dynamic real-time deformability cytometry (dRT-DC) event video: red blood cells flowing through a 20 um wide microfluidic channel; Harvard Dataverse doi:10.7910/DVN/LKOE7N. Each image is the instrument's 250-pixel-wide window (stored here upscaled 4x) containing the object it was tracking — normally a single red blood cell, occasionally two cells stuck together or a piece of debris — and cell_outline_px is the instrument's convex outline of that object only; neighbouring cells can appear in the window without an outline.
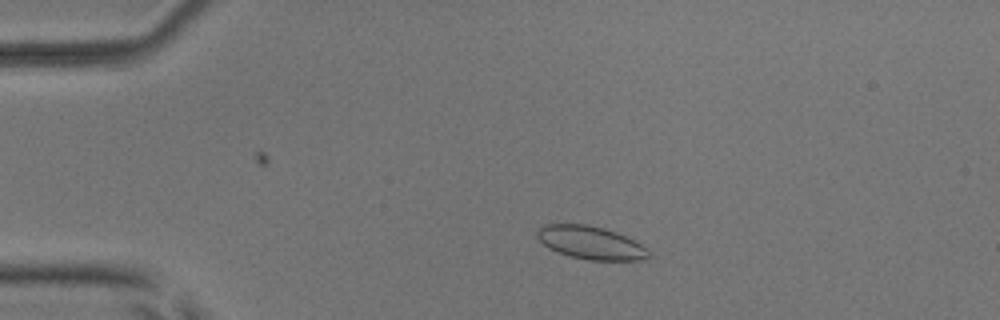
{"species": "common noctule bat (a hibernating species)", "species_latin": "Nyctalus noctula", "temperature_condition": "room temperature", "stored_images_in_passage": 51, "camera_frame_rate_fps": 3000, "um_per_image_px": 0.085, "animal": {"sex": "male", "body_mass_g": 17.9, "forearm_length_mm": 54.2}, "frame": {"image": 1, "passage_image": 8, "time_ms": 2.333, "image_size_px": [1000, 320], "cell_outline_px": [[652, 256], [648, 260], [588, 260], [572, 256], [548, 248], [536, 236], [536, 232], [544, 224], [588, 224], [604, 228], [616, 232], [640, 244]], "centroid_in_image_um": [50.21, 20.63], "position_along_channel_um": 34.8, "area_um2": 21.27}}
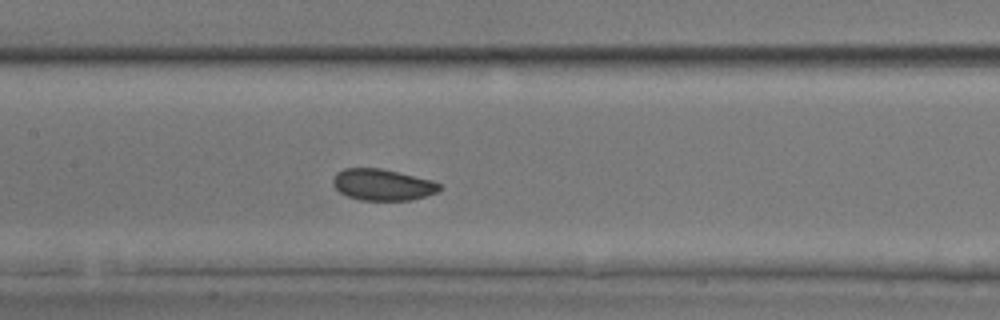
{"frame": {"image": 2, "passage_image": 23, "time_ms": 7.333, "image_size_px": [1000, 320], "cell_outline_px": [[440, 188], [436, 192], [424, 196], [408, 200], [360, 200], [348, 196], [340, 192], [332, 184], [332, 180], [336, 172], [344, 168], [380, 168], [432, 180], [440, 184]], "centroid_in_image_um": [32.47, 15.69], "position_along_channel_um": 174.9, "area_um2": 19.31}}
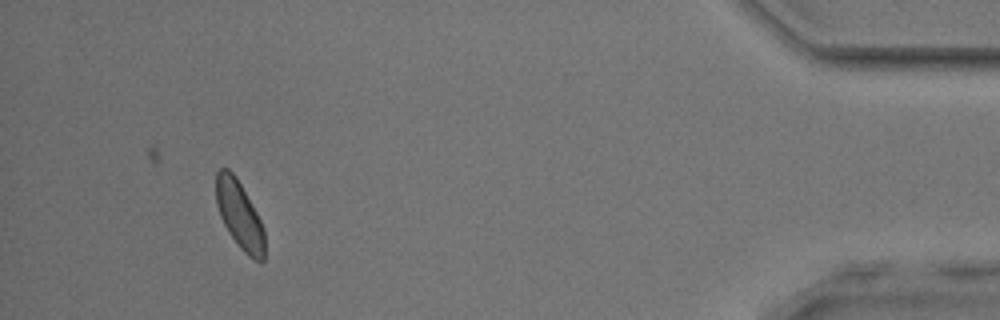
{"frame": {"image": 3, "passage_image": 47, "time_ms": 15.333, "image_size_px": [1000, 320], "cell_outline_px": [[264, 260], [260, 264], [248, 256], [240, 248], [228, 232], [220, 216], [216, 204], [216, 172], [220, 168], [228, 168], [236, 176], [252, 204], [264, 228]], "centroid_in_image_um": [20.35, 18.29], "position_along_channel_um": 414.8, "area_um2": 19.25}, "authors_computed_cell_mechanics": {"area_um2": 19.5942, "velocity_mm_per_s": 3.7884, "shape_relaxation_time_tau1_ms": 2.1608, "shape_relaxation_time_tau2_ms": 4.0709, "deformation_change_tau1": 0.0605, "deformation_change_tau2": 0.0633}}